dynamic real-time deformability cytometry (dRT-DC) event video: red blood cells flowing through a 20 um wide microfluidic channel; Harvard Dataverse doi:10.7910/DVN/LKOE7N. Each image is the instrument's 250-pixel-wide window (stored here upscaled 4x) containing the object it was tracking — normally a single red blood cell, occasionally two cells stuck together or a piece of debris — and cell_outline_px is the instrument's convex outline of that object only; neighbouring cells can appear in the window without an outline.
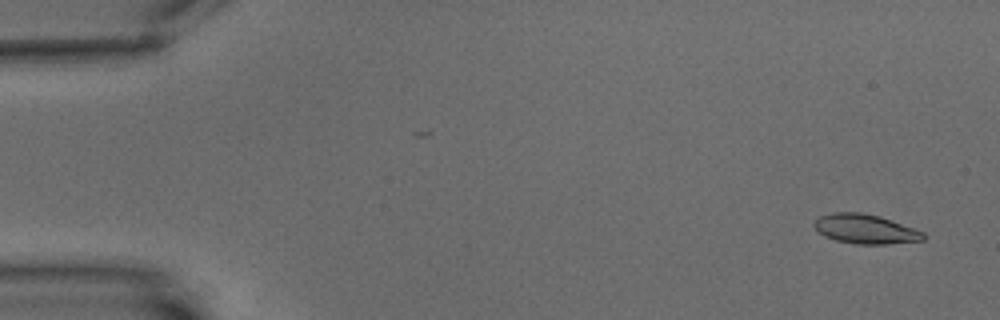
{"species": "common noctule bat (a hibernating species)", "species_latin": "Nyctalus noctula", "temperature_condition": "warm", "stored_images_in_passage": 5, "camera_frame_rate_fps": 3000, "um_per_image_px": 0.085, "animal": {"sex": "male", "body_mass_g": 15.6}, "frame": {"image": 1, "passage_image": 1, "time_ms": 0.0, "image_size_px": [1000, 320], "cell_outline_px": [[928, 236], [924, 240], [888, 244], [856, 244], [836, 240], [824, 236], [812, 224], [820, 216], [832, 212], [860, 212], [880, 216], [892, 220], [924, 232]], "centroid_in_image_um": [73.58, 19.46], "position_along_channel_um": 11.4, "area_um2": 18.79}}